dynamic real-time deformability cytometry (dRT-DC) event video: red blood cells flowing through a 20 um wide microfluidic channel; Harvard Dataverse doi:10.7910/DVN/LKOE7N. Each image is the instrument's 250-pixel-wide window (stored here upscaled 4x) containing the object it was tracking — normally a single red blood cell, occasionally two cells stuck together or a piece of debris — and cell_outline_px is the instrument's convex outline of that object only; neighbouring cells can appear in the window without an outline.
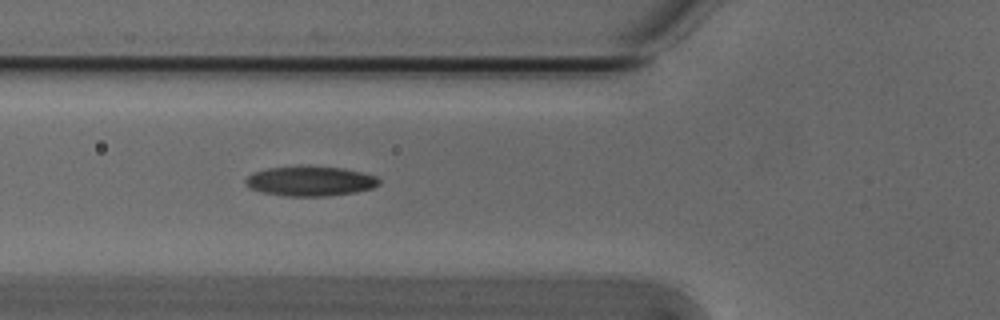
{"species": "Egyptian fruit bat (a non-hibernating species)", "species_latin": "Rousettus aegyptiacus", "temperature_condition": "cold", "stored_images_in_passage": 46, "camera_frame_rate_fps": 3000, "um_per_image_px": 0.085, "animal": {"sex": "male"}, "frame": {"image": 1, "passage_image": 12, "time_ms": 3.667, "image_size_px": [1000, 320], "cell_outline_px": [[380, 184], [372, 188], [356, 192], [328, 196], [284, 196], [260, 192], [244, 184], [244, 180], [252, 172], [268, 168], [344, 168], [376, 176], [380, 180]], "centroid_in_image_um": [26.36, 15.43], "position_along_channel_um": 99.4, "area_um2": 22.66}}
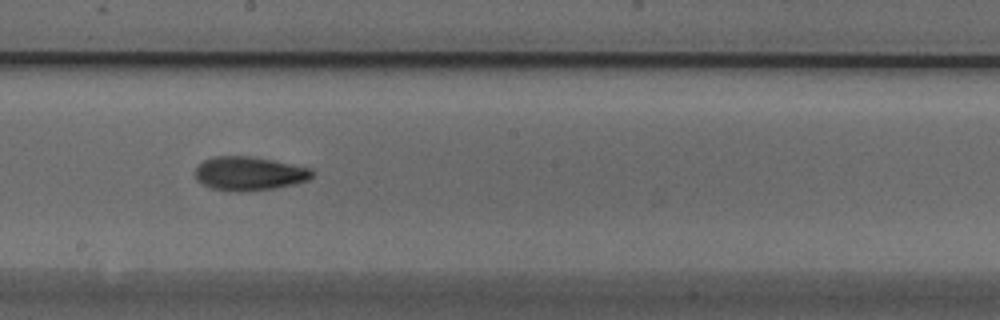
{"frame": {"image": 2, "passage_image": 22, "time_ms": 7.0, "image_size_px": [1000, 320], "cell_outline_px": [[312, 176], [308, 180], [276, 188], [244, 192], [232, 192], [212, 188], [196, 180], [196, 168], [204, 160], [216, 156], [252, 156], [312, 168]], "centroid_in_image_um": [21.18, 14.76], "position_along_channel_um": 227.0, "area_um2": 23.0}}
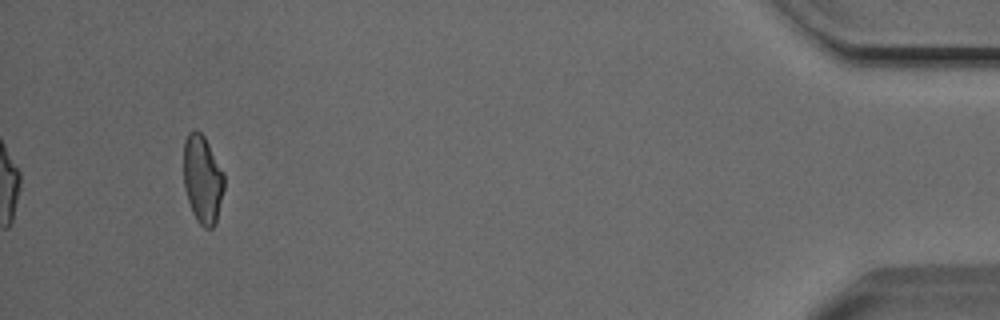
{"frame": {"image": 3, "passage_image": 43, "time_ms": 14.0, "image_size_px": [1000, 320], "cell_outline_px": [[224, 188], [216, 224], [212, 228], [204, 228], [196, 220], [192, 212], [184, 188], [184, 140], [188, 132], [192, 128], [196, 128], [204, 136], [224, 172]], "centroid_in_image_um": [17.21, 15.22], "position_along_channel_um": 418.0, "area_um2": 21.1}}